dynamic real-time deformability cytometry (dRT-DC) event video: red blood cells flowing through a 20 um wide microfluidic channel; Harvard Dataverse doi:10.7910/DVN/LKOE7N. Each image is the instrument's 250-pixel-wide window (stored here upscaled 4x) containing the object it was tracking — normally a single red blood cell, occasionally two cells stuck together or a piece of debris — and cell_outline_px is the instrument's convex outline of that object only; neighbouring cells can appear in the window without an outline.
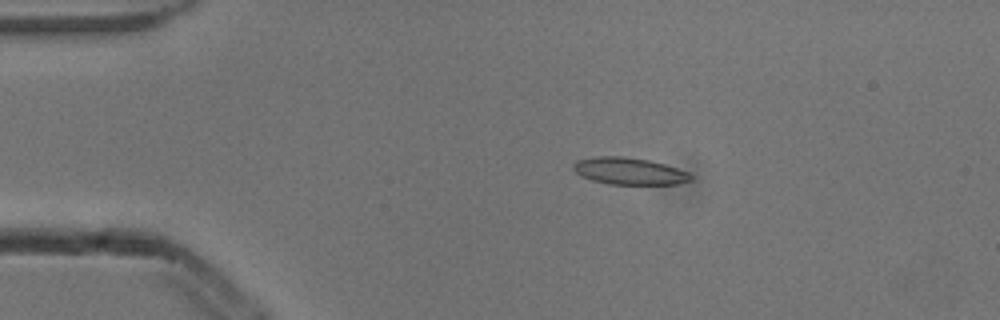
{"species": "common noctule bat (a hibernating species)", "species_latin": "Nyctalus noctula", "temperature_condition": "cold", "stored_images_in_passage": 6, "camera_frame_rate_fps": 3000, "um_per_image_px": 0.085, "animal": {"sex": "male", "body_mass_g": 13.3}, "frame": {"image": 1, "passage_image": 3, "time_ms": 0.667, "image_size_px": [1000, 320], "cell_outline_px": [[692, 180], [680, 184], [608, 184], [592, 180], [580, 176], [572, 168], [572, 164], [576, 160], [596, 156], [624, 156], [648, 160], [664, 164], [688, 172], [692, 176]], "centroid_in_image_um": [53.45, 14.54], "position_along_channel_um": 31.5, "area_um2": 18.55}}
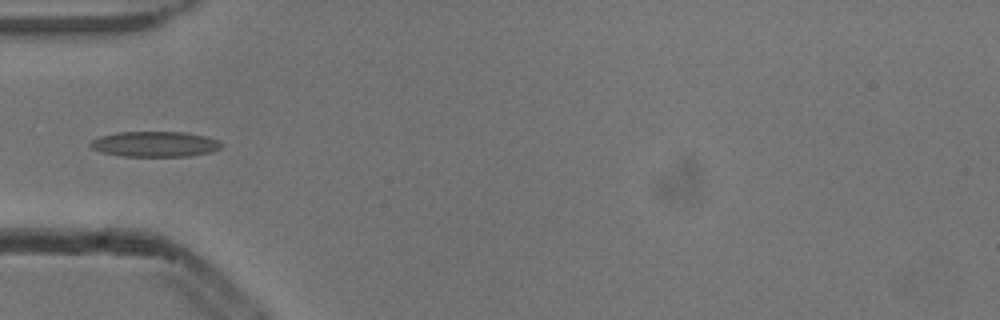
{"frame": {"image": 2, "passage_image": 5, "time_ms": 1.333, "image_size_px": [1000, 320], "cell_outline_px": [[220, 148], [212, 152], [188, 156], [124, 156], [100, 152], [92, 148], [88, 144], [92, 140], [100, 136], [120, 132], [184, 132], [204, 136], [216, 140], [220, 144]], "centroid_in_image_um": [13.12, 12.25], "position_along_channel_um": 71.9, "area_um2": 19.19}}
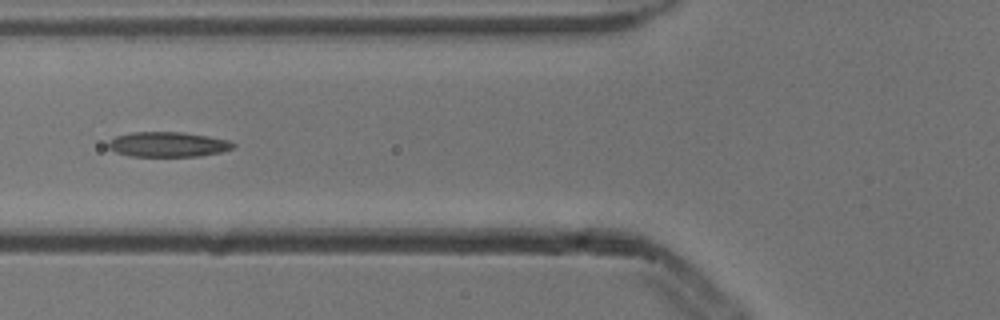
{"frame": {"image": 3, "passage_image": 6, "time_ms": 1.667, "image_size_px": [1000, 320], "cell_outline_px": [[236, 144], [232, 148], [220, 152], [200, 156], [128, 156], [116, 152], [108, 148], [108, 140], [116, 136], [132, 132], [184, 132], [208, 136], [228, 140]], "centroid_in_image_um": [14.24, 12.27], "position_along_channel_um": 111.6, "area_um2": 18.21}}